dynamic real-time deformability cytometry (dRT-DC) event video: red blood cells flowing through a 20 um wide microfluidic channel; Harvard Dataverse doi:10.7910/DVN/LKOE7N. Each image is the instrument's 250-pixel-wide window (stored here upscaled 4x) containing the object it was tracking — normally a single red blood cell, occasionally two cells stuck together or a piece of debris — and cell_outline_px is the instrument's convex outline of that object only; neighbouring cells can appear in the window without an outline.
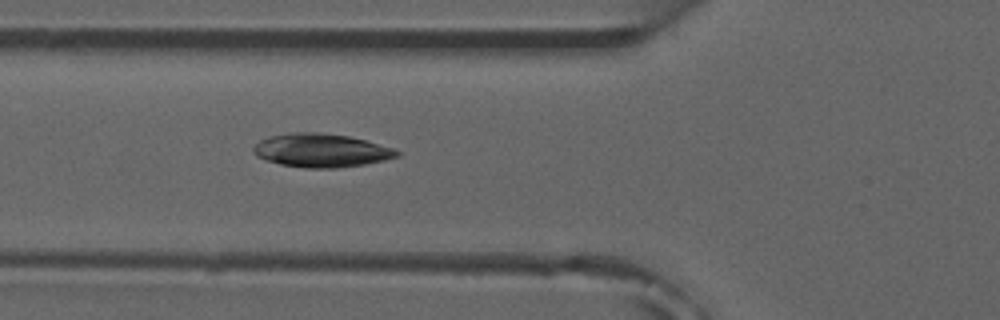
{"species": "common noctule bat (a hibernating species)", "species_latin": "Nyctalus noctula", "temperature_condition": "room temperature", "stored_images_in_passage": 5, "camera_frame_rate_fps": 3000, "um_per_image_px": 0.085, "animal": {"sex": "male", "forearm_length_mm": 52.5}, "frame": {"image": 1, "passage_image": 5, "time_ms": 5.333, "image_size_px": [1000, 320], "cell_outline_px": [[400, 156], [384, 160], [364, 164], [336, 168], [304, 168], [280, 164], [256, 156], [252, 148], [260, 140], [268, 136], [292, 132], [320, 132], [348, 136], [364, 140], [392, 148], [400, 152]], "centroid_in_image_um": [27.27, 12.78], "position_along_channel_um": 98.5, "area_um2": 27.92}}